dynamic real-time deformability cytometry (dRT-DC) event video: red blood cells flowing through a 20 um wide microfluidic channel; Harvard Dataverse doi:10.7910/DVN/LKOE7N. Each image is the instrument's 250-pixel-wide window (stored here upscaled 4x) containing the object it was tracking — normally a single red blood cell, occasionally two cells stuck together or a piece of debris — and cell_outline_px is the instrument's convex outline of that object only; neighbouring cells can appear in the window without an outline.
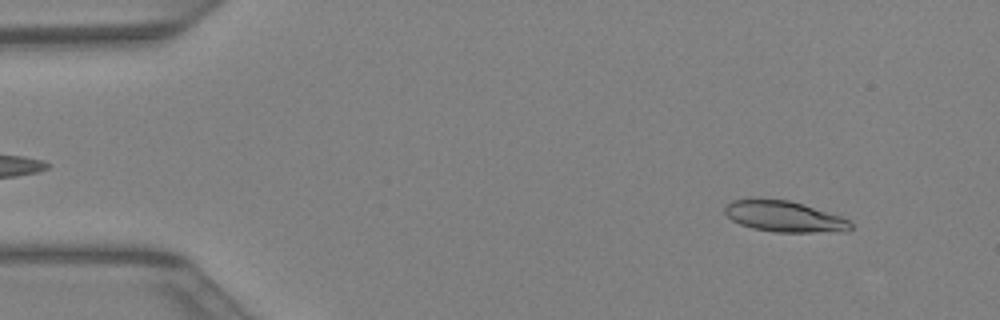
{"species": "Egyptian fruit bat (a non-hibernating species)", "species_latin": "Rousettus aegyptiacus", "temperature_condition": "warm", "stored_images_in_passage": 41, "camera_frame_rate_fps": 3000, "um_per_image_px": 0.085, "animal": {"sex": "female"}, "frame": {"image": 1, "passage_image": 4, "time_ms": 1.0, "image_size_px": [1000, 320], "cell_outline_px": [[852, 228], [848, 232], [776, 232], [752, 228], [740, 224], [732, 220], [724, 212], [724, 204], [732, 200], [788, 200], [840, 216], [848, 220], [852, 224]], "centroid_in_image_um": [66.67, 18.43], "position_along_channel_um": 18.3, "area_um2": 22.37}}
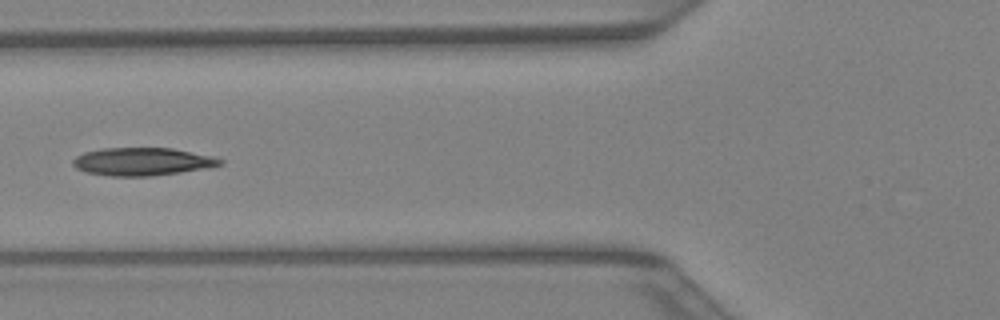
{"frame": {"image": 2, "passage_image": 16, "time_ms": 5.0, "image_size_px": [1000, 320], "cell_outline_px": [[224, 160], [220, 164], [180, 172], [152, 176], [112, 176], [88, 172], [76, 168], [72, 164], [72, 160], [76, 156], [84, 152], [104, 148], [172, 148], [212, 156]], "centroid_in_image_um": [12.04, 13.73], "position_along_channel_um": 113.8, "area_um2": 23.52}}
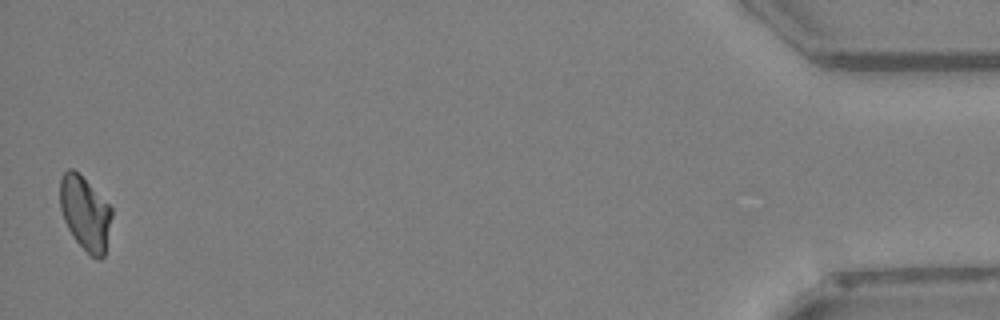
{"frame": {"image": 3, "passage_image": 41, "time_ms": 13.333, "image_size_px": [1000, 320], "cell_outline_px": [[112, 216], [104, 256], [100, 260], [96, 260], [72, 236], [64, 220], [60, 208], [60, 176], [68, 168], [72, 168], [112, 208]], "centroid_in_image_um": [7.22, 18.15], "position_along_channel_um": 428.0, "area_um2": 21.85}}